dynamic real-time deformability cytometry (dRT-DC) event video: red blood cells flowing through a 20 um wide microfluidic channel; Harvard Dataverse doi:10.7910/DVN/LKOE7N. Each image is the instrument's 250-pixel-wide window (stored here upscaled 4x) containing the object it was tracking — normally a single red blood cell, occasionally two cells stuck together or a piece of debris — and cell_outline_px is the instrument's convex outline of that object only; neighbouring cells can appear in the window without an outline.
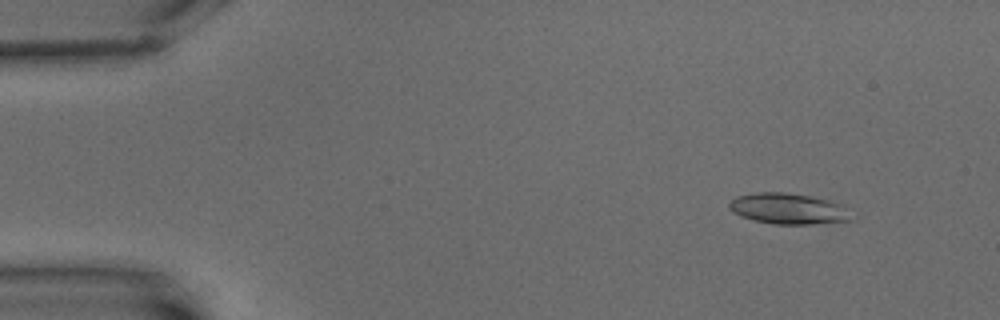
{"species": "common noctule bat (a hibernating species)", "species_latin": "Nyctalus noctula", "temperature_condition": "warm", "stored_images_in_passage": 7, "camera_frame_rate_fps": 3000, "um_per_image_px": 0.085, "animal": {"sex": "male", "body_mass_g": 15.6}, "frame": {"image": 1, "passage_image": 2, "time_ms": 1.333, "image_size_px": [1000, 320], "cell_outline_px": [[856, 216], [852, 220], [812, 224], [772, 224], [752, 220], [732, 212], [728, 208], [728, 204], [736, 196], [756, 192], [784, 192], [812, 196], [844, 204]], "centroid_in_image_um": [67.06, 17.74], "position_along_channel_um": 17.9, "area_um2": 22.43}}
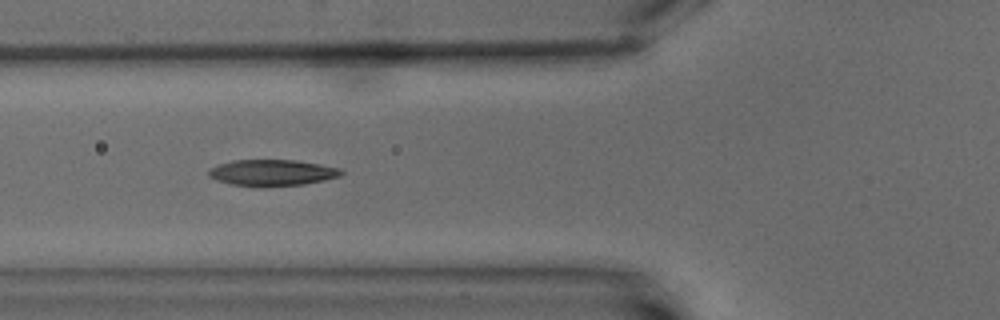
{"frame": {"image": 2, "passage_image": 6, "time_ms": 7.0, "image_size_px": [1000, 320], "cell_outline_px": [[344, 172], [340, 176], [324, 180], [304, 184], [232, 184], [216, 180], [208, 176], [208, 172], [212, 168], [220, 164], [232, 160], [296, 160], [320, 164], [340, 168]], "centroid_in_image_um": [23.17, 14.64], "position_along_channel_um": 102.6, "area_um2": 19.42}}
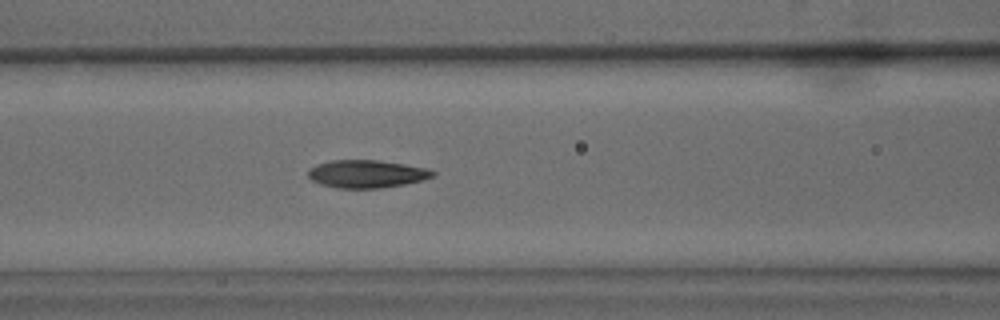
{"frame": {"image": 3, "passage_image": 7, "time_ms": 8.0, "image_size_px": [1000, 320], "cell_outline_px": [[436, 176], [404, 184], [380, 188], [336, 188], [320, 184], [312, 180], [308, 176], [308, 168], [316, 164], [332, 160], [376, 160], [404, 164], [428, 168], [436, 172]], "centroid_in_image_um": [31.15, 14.78], "position_along_channel_um": 135.5, "area_um2": 20.23}}